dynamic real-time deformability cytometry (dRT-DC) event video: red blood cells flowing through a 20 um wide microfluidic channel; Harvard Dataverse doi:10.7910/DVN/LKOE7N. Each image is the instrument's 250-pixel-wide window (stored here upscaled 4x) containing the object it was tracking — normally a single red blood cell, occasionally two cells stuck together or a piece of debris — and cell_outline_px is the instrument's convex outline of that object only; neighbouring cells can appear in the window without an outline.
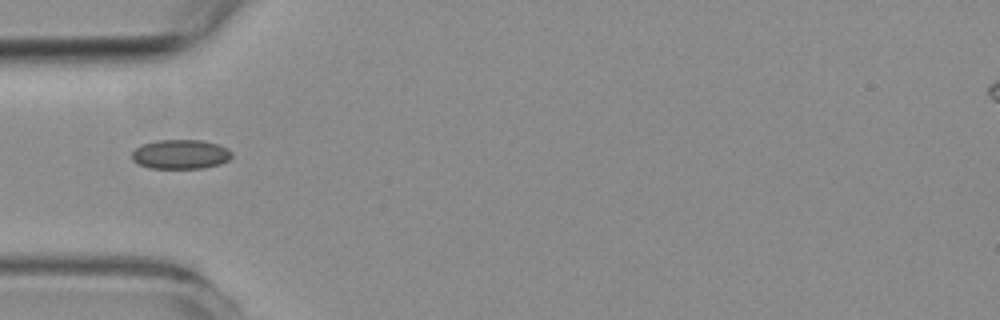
{"species": "common noctule bat (a hibernating species)", "species_latin": "Nyctalus noctula", "temperature_condition": "room temperature", "stored_images_in_passage": 40, "camera_frame_rate_fps": 3000, "um_per_image_px": 0.085, "animal": {"sex": "female", "body_mass_g": 19.3, "forearm_length_mm": 54.1}, "frame": {"image": 1, "passage_image": 1, "time_ms": 0.0, "image_size_px": [1000, 320], "cell_outline_px": [[232, 156], [228, 160], [220, 164], [204, 168], [148, 168], [136, 164], [132, 160], [132, 152], [140, 144], [156, 140], [204, 140], [220, 144], [228, 148], [232, 152]], "centroid_in_image_um": [15.34, 13.11], "position_along_channel_um": 69.7, "area_um2": 17.46}}
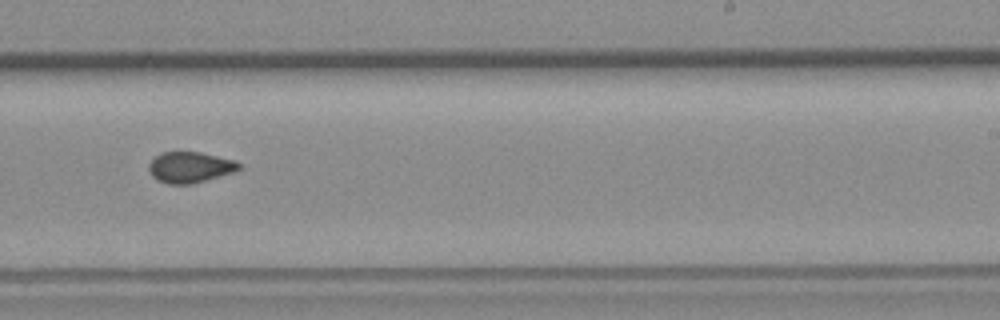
{"frame": {"image": 2, "passage_image": 18, "time_ms": 5.667, "image_size_px": [1000, 320], "cell_outline_px": [[244, 168], [232, 172], [192, 184], [168, 184], [156, 180], [152, 176], [148, 168], [148, 164], [160, 152], [200, 152], [236, 160]], "centroid_in_image_um": [16.15, 14.21], "position_along_channel_um": 272.9, "area_um2": 16.3}}
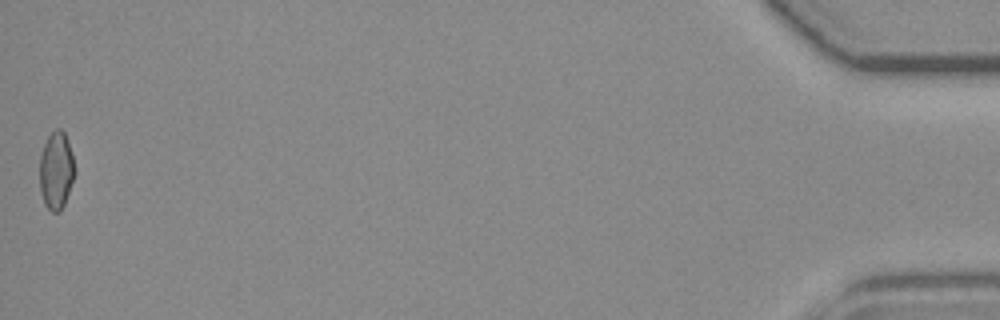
{"frame": {"image": 3, "passage_image": 40, "time_ms": 13.0, "image_size_px": [1000, 320], "cell_outline_px": [[76, 172], [64, 204], [60, 212], [52, 212], [44, 204], [40, 192], [40, 156], [44, 144], [48, 136], [56, 128], [60, 128], [64, 132], [72, 156]], "centroid_in_image_um": [4.77, 14.51], "position_along_channel_um": 430.4, "area_um2": 15.78}, "authors_computed_cell_mechanics": {"area_um2": 16.2996, "velocity_mm_per_s": 3.5768, "shape_relaxation_time_tau1_ms": null, "shape_relaxation_time_tau2_ms": 1.6227, "deformation_change_tau1": null, "deformation_change_tau2": 0.0458}}